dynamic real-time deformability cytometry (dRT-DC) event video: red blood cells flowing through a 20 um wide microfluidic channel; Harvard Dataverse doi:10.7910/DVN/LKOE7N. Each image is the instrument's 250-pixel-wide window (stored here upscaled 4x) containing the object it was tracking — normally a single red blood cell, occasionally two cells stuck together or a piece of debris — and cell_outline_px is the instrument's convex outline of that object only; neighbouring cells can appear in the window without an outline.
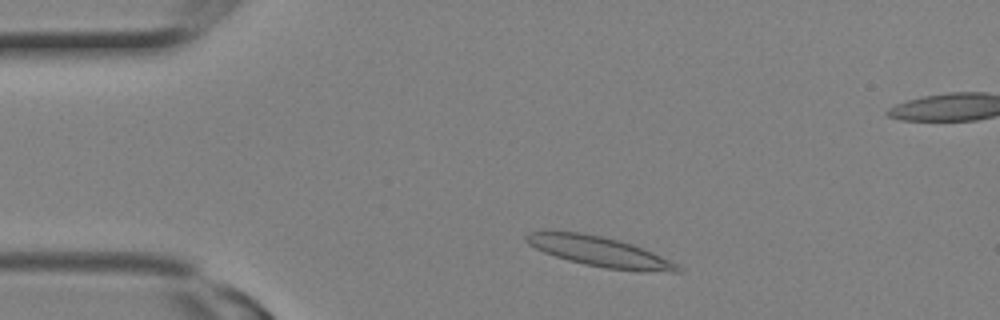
{"species": "Egyptian fruit bat (a non-hibernating species)", "species_latin": "Rousettus aegyptiacus", "temperature_condition": "room temperature", "stored_images_in_passage": 5, "camera_frame_rate_fps": 3000, "um_per_image_px": 0.085, "animal": {"sex": "female"}, "frame": {"image": 1, "passage_image": 1, "time_ms": 0.0, "image_size_px": [1000, 320], "cell_outline_px": [[684, 272], [636, 272], [604, 268], [584, 264], [568, 260], [544, 252], [528, 244], [524, 240], [524, 236], [532, 232], [580, 232], [600, 236], [632, 244], [652, 252], [684, 268]], "centroid_in_image_um": [51.02, 21.42], "position_along_channel_um": 34.0, "area_um2": 26.3}}
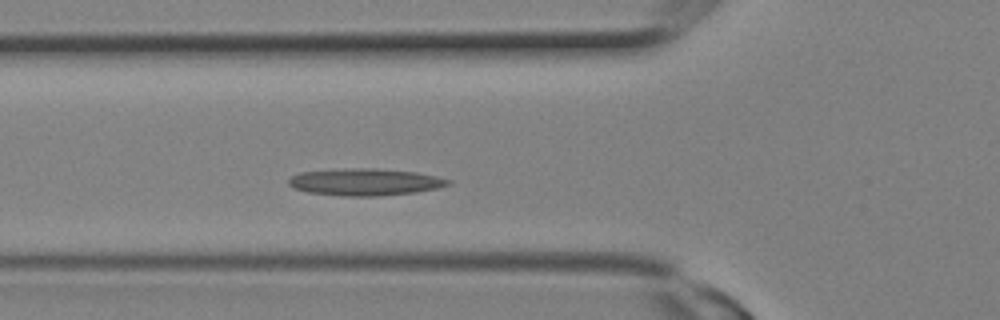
{"frame": {"image": 2, "passage_image": 5, "time_ms": 1.333, "image_size_px": [1000, 320], "cell_outline_px": [[452, 180], [448, 184], [436, 188], [416, 192], [376, 196], [344, 196], [308, 192], [292, 188], [288, 184], [288, 180], [292, 176], [300, 172], [348, 168], [376, 168], [416, 172], [436, 176]], "centroid_in_image_um": [31.0, 15.46], "position_along_channel_um": 94.8, "area_um2": 25.03}}